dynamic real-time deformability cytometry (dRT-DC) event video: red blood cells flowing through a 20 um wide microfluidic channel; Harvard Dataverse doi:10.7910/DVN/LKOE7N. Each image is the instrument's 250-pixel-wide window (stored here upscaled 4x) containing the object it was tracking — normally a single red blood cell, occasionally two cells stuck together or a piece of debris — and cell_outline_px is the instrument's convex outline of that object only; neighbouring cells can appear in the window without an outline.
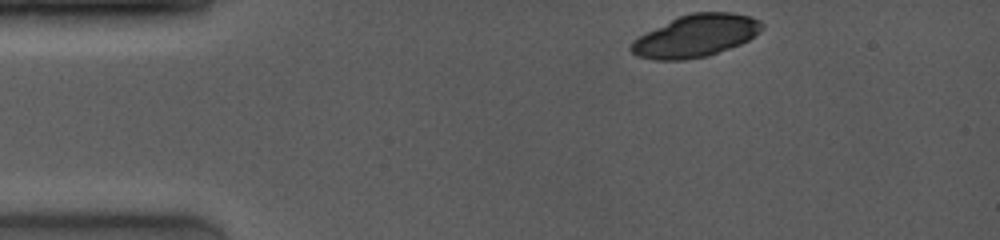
{"species": "common noctule bat (a hibernating species)", "species_latin": "Nyctalus noctula", "temperature_condition": "room temperature", "stored_images_in_passage": 8, "camera_frame_rate_fps": 4000, "um_per_image_px": 0.085, "animal": {"sex": "female", "body_mass_g": 19.0, "forearm_length_mm": 53.3}, "frame": {"image": 1, "passage_image": 1, "time_ms": 0.0, "image_size_px": [1000, 240], "cell_outline_px": [[764, 28], [760, 32], [748, 40], [740, 44], [708, 56], [684, 60], [652, 60], [636, 56], [628, 48], [632, 40], [680, 16], [692, 12], [732, 12], [752, 16], [760, 20], [764, 24]], "centroid_in_image_um": [59.17, 3.06], "position_along_channel_um": 25.8, "area_um2": 32.25}}